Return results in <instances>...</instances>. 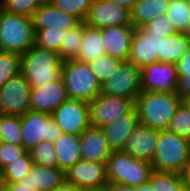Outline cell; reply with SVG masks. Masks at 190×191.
I'll return each mask as SVG.
<instances>
[{
  "label": "cell",
  "instance_id": "obj_1",
  "mask_svg": "<svg viewBox=\"0 0 190 191\" xmlns=\"http://www.w3.org/2000/svg\"><path fill=\"white\" fill-rule=\"evenodd\" d=\"M20 62V73L26 78L31 89L62 78L63 61L55 51L34 44L20 56Z\"/></svg>",
  "mask_w": 190,
  "mask_h": 191
},
{
  "label": "cell",
  "instance_id": "obj_2",
  "mask_svg": "<svg viewBox=\"0 0 190 191\" xmlns=\"http://www.w3.org/2000/svg\"><path fill=\"white\" fill-rule=\"evenodd\" d=\"M181 101L176 92L142 91L135 101L139 124L157 130L168 129Z\"/></svg>",
  "mask_w": 190,
  "mask_h": 191
},
{
  "label": "cell",
  "instance_id": "obj_3",
  "mask_svg": "<svg viewBox=\"0 0 190 191\" xmlns=\"http://www.w3.org/2000/svg\"><path fill=\"white\" fill-rule=\"evenodd\" d=\"M34 44L32 18L0 8V51L21 56Z\"/></svg>",
  "mask_w": 190,
  "mask_h": 191
},
{
  "label": "cell",
  "instance_id": "obj_4",
  "mask_svg": "<svg viewBox=\"0 0 190 191\" xmlns=\"http://www.w3.org/2000/svg\"><path fill=\"white\" fill-rule=\"evenodd\" d=\"M109 183L139 187L146 184L154 170L149 161L136 159L125 151H112L106 162Z\"/></svg>",
  "mask_w": 190,
  "mask_h": 191
},
{
  "label": "cell",
  "instance_id": "obj_5",
  "mask_svg": "<svg viewBox=\"0 0 190 191\" xmlns=\"http://www.w3.org/2000/svg\"><path fill=\"white\" fill-rule=\"evenodd\" d=\"M190 156V141L175 132L158 131L157 148L152 161L158 171L181 174Z\"/></svg>",
  "mask_w": 190,
  "mask_h": 191
},
{
  "label": "cell",
  "instance_id": "obj_6",
  "mask_svg": "<svg viewBox=\"0 0 190 191\" xmlns=\"http://www.w3.org/2000/svg\"><path fill=\"white\" fill-rule=\"evenodd\" d=\"M62 80L69 99L91 103L101 93V83L87 63L75 59L64 61Z\"/></svg>",
  "mask_w": 190,
  "mask_h": 191
},
{
  "label": "cell",
  "instance_id": "obj_7",
  "mask_svg": "<svg viewBox=\"0 0 190 191\" xmlns=\"http://www.w3.org/2000/svg\"><path fill=\"white\" fill-rule=\"evenodd\" d=\"M23 147L29 152L42 141L54 143L62 134V129L51 114L30 110L20 116Z\"/></svg>",
  "mask_w": 190,
  "mask_h": 191
},
{
  "label": "cell",
  "instance_id": "obj_8",
  "mask_svg": "<svg viewBox=\"0 0 190 191\" xmlns=\"http://www.w3.org/2000/svg\"><path fill=\"white\" fill-rule=\"evenodd\" d=\"M134 108L135 101L133 99L100 93L89 103L90 124L97 128L105 127L128 114Z\"/></svg>",
  "mask_w": 190,
  "mask_h": 191
},
{
  "label": "cell",
  "instance_id": "obj_9",
  "mask_svg": "<svg viewBox=\"0 0 190 191\" xmlns=\"http://www.w3.org/2000/svg\"><path fill=\"white\" fill-rule=\"evenodd\" d=\"M141 69L128 61L101 85V93L136 101L142 92Z\"/></svg>",
  "mask_w": 190,
  "mask_h": 191
},
{
  "label": "cell",
  "instance_id": "obj_10",
  "mask_svg": "<svg viewBox=\"0 0 190 191\" xmlns=\"http://www.w3.org/2000/svg\"><path fill=\"white\" fill-rule=\"evenodd\" d=\"M63 133L80 135L90 124L89 103L78 99H67L51 114Z\"/></svg>",
  "mask_w": 190,
  "mask_h": 191
},
{
  "label": "cell",
  "instance_id": "obj_11",
  "mask_svg": "<svg viewBox=\"0 0 190 191\" xmlns=\"http://www.w3.org/2000/svg\"><path fill=\"white\" fill-rule=\"evenodd\" d=\"M65 181L83 191L103 190L109 183L106 162L80 160L65 172Z\"/></svg>",
  "mask_w": 190,
  "mask_h": 191
},
{
  "label": "cell",
  "instance_id": "obj_12",
  "mask_svg": "<svg viewBox=\"0 0 190 191\" xmlns=\"http://www.w3.org/2000/svg\"><path fill=\"white\" fill-rule=\"evenodd\" d=\"M0 92L4 114L22 116L31 110V88L21 73L10 78Z\"/></svg>",
  "mask_w": 190,
  "mask_h": 191
},
{
  "label": "cell",
  "instance_id": "obj_13",
  "mask_svg": "<svg viewBox=\"0 0 190 191\" xmlns=\"http://www.w3.org/2000/svg\"><path fill=\"white\" fill-rule=\"evenodd\" d=\"M85 24L94 28L132 25L130 10L111 0H93Z\"/></svg>",
  "mask_w": 190,
  "mask_h": 191
},
{
  "label": "cell",
  "instance_id": "obj_14",
  "mask_svg": "<svg viewBox=\"0 0 190 191\" xmlns=\"http://www.w3.org/2000/svg\"><path fill=\"white\" fill-rule=\"evenodd\" d=\"M164 37L150 34L144 27L137 28L131 40L129 63L142 69L158 62Z\"/></svg>",
  "mask_w": 190,
  "mask_h": 191
},
{
  "label": "cell",
  "instance_id": "obj_15",
  "mask_svg": "<svg viewBox=\"0 0 190 191\" xmlns=\"http://www.w3.org/2000/svg\"><path fill=\"white\" fill-rule=\"evenodd\" d=\"M142 91L176 92V63L156 62L141 69Z\"/></svg>",
  "mask_w": 190,
  "mask_h": 191
},
{
  "label": "cell",
  "instance_id": "obj_16",
  "mask_svg": "<svg viewBox=\"0 0 190 191\" xmlns=\"http://www.w3.org/2000/svg\"><path fill=\"white\" fill-rule=\"evenodd\" d=\"M67 99V90L61 78L45 86L31 89V110L52 114Z\"/></svg>",
  "mask_w": 190,
  "mask_h": 191
},
{
  "label": "cell",
  "instance_id": "obj_17",
  "mask_svg": "<svg viewBox=\"0 0 190 191\" xmlns=\"http://www.w3.org/2000/svg\"><path fill=\"white\" fill-rule=\"evenodd\" d=\"M104 40L106 54L128 61L131 50V40L136 28L133 25H122L100 28Z\"/></svg>",
  "mask_w": 190,
  "mask_h": 191
},
{
  "label": "cell",
  "instance_id": "obj_18",
  "mask_svg": "<svg viewBox=\"0 0 190 191\" xmlns=\"http://www.w3.org/2000/svg\"><path fill=\"white\" fill-rule=\"evenodd\" d=\"M31 18L35 33L46 28L67 31L80 23L76 17L58 10L49 0H46Z\"/></svg>",
  "mask_w": 190,
  "mask_h": 191
},
{
  "label": "cell",
  "instance_id": "obj_19",
  "mask_svg": "<svg viewBox=\"0 0 190 191\" xmlns=\"http://www.w3.org/2000/svg\"><path fill=\"white\" fill-rule=\"evenodd\" d=\"M158 131L139 124L129 136L123 151L136 159L152 163L157 148Z\"/></svg>",
  "mask_w": 190,
  "mask_h": 191
},
{
  "label": "cell",
  "instance_id": "obj_20",
  "mask_svg": "<svg viewBox=\"0 0 190 191\" xmlns=\"http://www.w3.org/2000/svg\"><path fill=\"white\" fill-rule=\"evenodd\" d=\"M82 160L107 162L112 150L101 128L90 126L79 135Z\"/></svg>",
  "mask_w": 190,
  "mask_h": 191
},
{
  "label": "cell",
  "instance_id": "obj_21",
  "mask_svg": "<svg viewBox=\"0 0 190 191\" xmlns=\"http://www.w3.org/2000/svg\"><path fill=\"white\" fill-rule=\"evenodd\" d=\"M65 181V172L58 167L34 163L26 177L17 183L35 188V191H52Z\"/></svg>",
  "mask_w": 190,
  "mask_h": 191
},
{
  "label": "cell",
  "instance_id": "obj_22",
  "mask_svg": "<svg viewBox=\"0 0 190 191\" xmlns=\"http://www.w3.org/2000/svg\"><path fill=\"white\" fill-rule=\"evenodd\" d=\"M138 125V112L134 108L128 114L101 129L106 136L109 148L112 151H121L124 150L129 136Z\"/></svg>",
  "mask_w": 190,
  "mask_h": 191
},
{
  "label": "cell",
  "instance_id": "obj_23",
  "mask_svg": "<svg viewBox=\"0 0 190 191\" xmlns=\"http://www.w3.org/2000/svg\"><path fill=\"white\" fill-rule=\"evenodd\" d=\"M53 144L58 168L64 172L82 160L79 135L63 133Z\"/></svg>",
  "mask_w": 190,
  "mask_h": 191
},
{
  "label": "cell",
  "instance_id": "obj_24",
  "mask_svg": "<svg viewBox=\"0 0 190 191\" xmlns=\"http://www.w3.org/2000/svg\"><path fill=\"white\" fill-rule=\"evenodd\" d=\"M171 0H138L130 10L132 25L144 27L152 19L165 15Z\"/></svg>",
  "mask_w": 190,
  "mask_h": 191
},
{
  "label": "cell",
  "instance_id": "obj_25",
  "mask_svg": "<svg viewBox=\"0 0 190 191\" xmlns=\"http://www.w3.org/2000/svg\"><path fill=\"white\" fill-rule=\"evenodd\" d=\"M106 54L104 40L99 28L90 27L84 22V34L80 50L75 60L83 63L94 61Z\"/></svg>",
  "mask_w": 190,
  "mask_h": 191
},
{
  "label": "cell",
  "instance_id": "obj_26",
  "mask_svg": "<svg viewBox=\"0 0 190 191\" xmlns=\"http://www.w3.org/2000/svg\"><path fill=\"white\" fill-rule=\"evenodd\" d=\"M190 50V38L183 32L162 40L161 57L158 62L177 63Z\"/></svg>",
  "mask_w": 190,
  "mask_h": 191
},
{
  "label": "cell",
  "instance_id": "obj_27",
  "mask_svg": "<svg viewBox=\"0 0 190 191\" xmlns=\"http://www.w3.org/2000/svg\"><path fill=\"white\" fill-rule=\"evenodd\" d=\"M84 34V22H80L74 28L65 31L60 45L61 60H74L79 53Z\"/></svg>",
  "mask_w": 190,
  "mask_h": 191
},
{
  "label": "cell",
  "instance_id": "obj_28",
  "mask_svg": "<svg viewBox=\"0 0 190 191\" xmlns=\"http://www.w3.org/2000/svg\"><path fill=\"white\" fill-rule=\"evenodd\" d=\"M0 142L23 146L20 116L11 114L0 116Z\"/></svg>",
  "mask_w": 190,
  "mask_h": 191
},
{
  "label": "cell",
  "instance_id": "obj_29",
  "mask_svg": "<svg viewBox=\"0 0 190 191\" xmlns=\"http://www.w3.org/2000/svg\"><path fill=\"white\" fill-rule=\"evenodd\" d=\"M33 164L30 152H27L1 171L2 183H17L28 175Z\"/></svg>",
  "mask_w": 190,
  "mask_h": 191
},
{
  "label": "cell",
  "instance_id": "obj_30",
  "mask_svg": "<svg viewBox=\"0 0 190 191\" xmlns=\"http://www.w3.org/2000/svg\"><path fill=\"white\" fill-rule=\"evenodd\" d=\"M157 191H178L184 184L181 174L153 170L148 181Z\"/></svg>",
  "mask_w": 190,
  "mask_h": 191
},
{
  "label": "cell",
  "instance_id": "obj_31",
  "mask_svg": "<svg viewBox=\"0 0 190 191\" xmlns=\"http://www.w3.org/2000/svg\"><path fill=\"white\" fill-rule=\"evenodd\" d=\"M166 15L179 32H184L190 20V0H171Z\"/></svg>",
  "mask_w": 190,
  "mask_h": 191
},
{
  "label": "cell",
  "instance_id": "obj_32",
  "mask_svg": "<svg viewBox=\"0 0 190 191\" xmlns=\"http://www.w3.org/2000/svg\"><path fill=\"white\" fill-rule=\"evenodd\" d=\"M124 61L104 54L87 64L101 85L115 73Z\"/></svg>",
  "mask_w": 190,
  "mask_h": 191
},
{
  "label": "cell",
  "instance_id": "obj_33",
  "mask_svg": "<svg viewBox=\"0 0 190 191\" xmlns=\"http://www.w3.org/2000/svg\"><path fill=\"white\" fill-rule=\"evenodd\" d=\"M167 130L190 139V106L186 101H181L178 105Z\"/></svg>",
  "mask_w": 190,
  "mask_h": 191
},
{
  "label": "cell",
  "instance_id": "obj_34",
  "mask_svg": "<svg viewBox=\"0 0 190 191\" xmlns=\"http://www.w3.org/2000/svg\"><path fill=\"white\" fill-rule=\"evenodd\" d=\"M58 10L76 17L84 22L93 0H49Z\"/></svg>",
  "mask_w": 190,
  "mask_h": 191
},
{
  "label": "cell",
  "instance_id": "obj_35",
  "mask_svg": "<svg viewBox=\"0 0 190 191\" xmlns=\"http://www.w3.org/2000/svg\"><path fill=\"white\" fill-rule=\"evenodd\" d=\"M65 31L61 29H41L35 33V45L40 48L55 51L60 55V45Z\"/></svg>",
  "mask_w": 190,
  "mask_h": 191
},
{
  "label": "cell",
  "instance_id": "obj_36",
  "mask_svg": "<svg viewBox=\"0 0 190 191\" xmlns=\"http://www.w3.org/2000/svg\"><path fill=\"white\" fill-rule=\"evenodd\" d=\"M20 55L0 51V88L12 77L20 73Z\"/></svg>",
  "mask_w": 190,
  "mask_h": 191
},
{
  "label": "cell",
  "instance_id": "obj_37",
  "mask_svg": "<svg viewBox=\"0 0 190 191\" xmlns=\"http://www.w3.org/2000/svg\"><path fill=\"white\" fill-rule=\"evenodd\" d=\"M29 152L34 163L49 167H58L57 155L53 143L42 141Z\"/></svg>",
  "mask_w": 190,
  "mask_h": 191
},
{
  "label": "cell",
  "instance_id": "obj_38",
  "mask_svg": "<svg viewBox=\"0 0 190 191\" xmlns=\"http://www.w3.org/2000/svg\"><path fill=\"white\" fill-rule=\"evenodd\" d=\"M46 0H0V8L14 14L32 17Z\"/></svg>",
  "mask_w": 190,
  "mask_h": 191
},
{
  "label": "cell",
  "instance_id": "obj_39",
  "mask_svg": "<svg viewBox=\"0 0 190 191\" xmlns=\"http://www.w3.org/2000/svg\"><path fill=\"white\" fill-rule=\"evenodd\" d=\"M144 28L152 35H158L159 37H169L179 31L169 21L167 15L158 16L152 19Z\"/></svg>",
  "mask_w": 190,
  "mask_h": 191
},
{
  "label": "cell",
  "instance_id": "obj_40",
  "mask_svg": "<svg viewBox=\"0 0 190 191\" xmlns=\"http://www.w3.org/2000/svg\"><path fill=\"white\" fill-rule=\"evenodd\" d=\"M28 151L16 144L0 142V171H2L11 162L24 156Z\"/></svg>",
  "mask_w": 190,
  "mask_h": 191
},
{
  "label": "cell",
  "instance_id": "obj_41",
  "mask_svg": "<svg viewBox=\"0 0 190 191\" xmlns=\"http://www.w3.org/2000/svg\"><path fill=\"white\" fill-rule=\"evenodd\" d=\"M177 95L182 101L190 99V74L178 75Z\"/></svg>",
  "mask_w": 190,
  "mask_h": 191
},
{
  "label": "cell",
  "instance_id": "obj_42",
  "mask_svg": "<svg viewBox=\"0 0 190 191\" xmlns=\"http://www.w3.org/2000/svg\"><path fill=\"white\" fill-rule=\"evenodd\" d=\"M178 75L190 74V50L176 63Z\"/></svg>",
  "mask_w": 190,
  "mask_h": 191
},
{
  "label": "cell",
  "instance_id": "obj_43",
  "mask_svg": "<svg viewBox=\"0 0 190 191\" xmlns=\"http://www.w3.org/2000/svg\"><path fill=\"white\" fill-rule=\"evenodd\" d=\"M0 191H35V188L23 186L18 183H2Z\"/></svg>",
  "mask_w": 190,
  "mask_h": 191
},
{
  "label": "cell",
  "instance_id": "obj_44",
  "mask_svg": "<svg viewBox=\"0 0 190 191\" xmlns=\"http://www.w3.org/2000/svg\"><path fill=\"white\" fill-rule=\"evenodd\" d=\"M105 191H137V187L122 185L118 183H108L104 187Z\"/></svg>",
  "mask_w": 190,
  "mask_h": 191
},
{
  "label": "cell",
  "instance_id": "obj_45",
  "mask_svg": "<svg viewBox=\"0 0 190 191\" xmlns=\"http://www.w3.org/2000/svg\"><path fill=\"white\" fill-rule=\"evenodd\" d=\"M181 177L186 184L190 185V156L186 161L185 167L181 173Z\"/></svg>",
  "mask_w": 190,
  "mask_h": 191
},
{
  "label": "cell",
  "instance_id": "obj_46",
  "mask_svg": "<svg viewBox=\"0 0 190 191\" xmlns=\"http://www.w3.org/2000/svg\"><path fill=\"white\" fill-rule=\"evenodd\" d=\"M52 191H83V190H80L73 184L64 181L59 187L55 188Z\"/></svg>",
  "mask_w": 190,
  "mask_h": 191
},
{
  "label": "cell",
  "instance_id": "obj_47",
  "mask_svg": "<svg viewBox=\"0 0 190 191\" xmlns=\"http://www.w3.org/2000/svg\"><path fill=\"white\" fill-rule=\"evenodd\" d=\"M111 1L115 2L116 4H118L120 6H124L127 9L131 10L138 0H111Z\"/></svg>",
  "mask_w": 190,
  "mask_h": 191
},
{
  "label": "cell",
  "instance_id": "obj_48",
  "mask_svg": "<svg viewBox=\"0 0 190 191\" xmlns=\"http://www.w3.org/2000/svg\"><path fill=\"white\" fill-rule=\"evenodd\" d=\"M137 191H157V190L153 189L150 183L147 182L146 184H143L142 186L137 187Z\"/></svg>",
  "mask_w": 190,
  "mask_h": 191
},
{
  "label": "cell",
  "instance_id": "obj_49",
  "mask_svg": "<svg viewBox=\"0 0 190 191\" xmlns=\"http://www.w3.org/2000/svg\"><path fill=\"white\" fill-rule=\"evenodd\" d=\"M183 33L190 38V20L188 22L186 30Z\"/></svg>",
  "mask_w": 190,
  "mask_h": 191
},
{
  "label": "cell",
  "instance_id": "obj_50",
  "mask_svg": "<svg viewBox=\"0 0 190 191\" xmlns=\"http://www.w3.org/2000/svg\"><path fill=\"white\" fill-rule=\"evenodd\" d=\"M178 191H189V185L185 183Z\"/></svg>",
  "mask_w": 190,
  "mask_h": 191
},
{
  "label": "cell",
  "instance_id": "obj_51",
  "mask_svg": "<svg viewBox=\"0 0 190 191\" xmlns=\"http://www.w3.org/2000/svg\"><path fill=\"white\" fill-rule=\"evenodd\" d=\"M3 113V109H2V97H1V92H0V116H2Z\"/></svg>",
  "mask_w": 190,
  "mask_h": 191
},
{
  "label": "cell",
  "instance_id": "obj_52",
  "mask_svg": "<svg viewBox=\"0 0 190 191\" xmlns=\"http://www.w3.org/2000/svg\"><path fill=\"white\" fill-rule=\"evenodd\" d=\"M2 185V179H1V171H0V187Z\"/></svg>",
  "mask_w": 190,
  "mask_h": 191
},
{
  "label": "cell",
  "instance_id": "obj_53",
  "mask_svg": "<svg viewBox=\"0 0 190 191\" xmlns=\"http://www.w3.org/2000/svg\"><path fill=\"white\" fill-rule=\"evenodd\" d=\"M186 102L189 104V106H190V99H188V100H186Z\"/></svg>",
  "mask_w": 190,
  "mask_h": 191
}]
</instances>
